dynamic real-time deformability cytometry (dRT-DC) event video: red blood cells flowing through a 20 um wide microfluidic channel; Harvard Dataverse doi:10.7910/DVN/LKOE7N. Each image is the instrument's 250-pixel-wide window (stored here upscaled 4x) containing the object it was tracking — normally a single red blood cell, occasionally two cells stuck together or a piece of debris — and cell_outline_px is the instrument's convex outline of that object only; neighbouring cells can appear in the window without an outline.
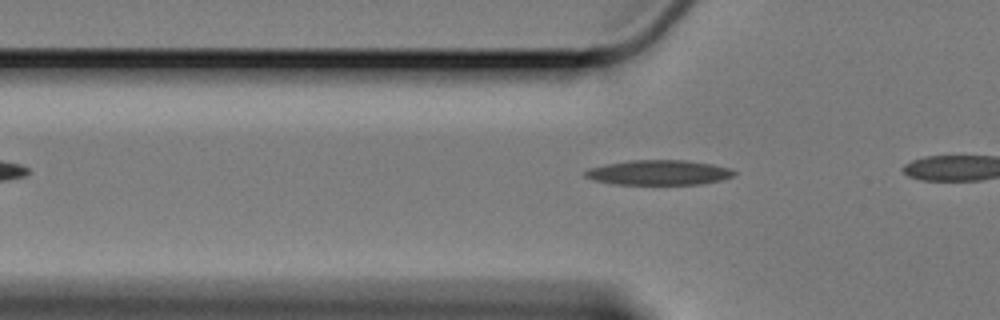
{"species": "Egyptian fruit bat (a non-hibernating species)", "species_latin": "Rousettus aegyptiacus", "temperature_condition": "cold", "stored_images_in_passage": 8, "camera_frame_rate_fps": 3000, "um_per_image_px": 0.085, "animal": {"sex": "female"}, "frame": {"image": 1, "passage_image": 2, "time_ms": 0.333, "image_size_px": [1000, 320], "cell_outline_px": [[736, 172], [732, 176], [724, 180], [700, 184], [612, 184], [592, 180], [584, 176], [584, 172], [588, 168], [604, 164], [628, 160], [684, 160], [712, 164], [728, 168]], "centroid_in_image_um": [55.94, 14.66], "position_along_channel_um": 69.9, "area_um2": 21.73}}
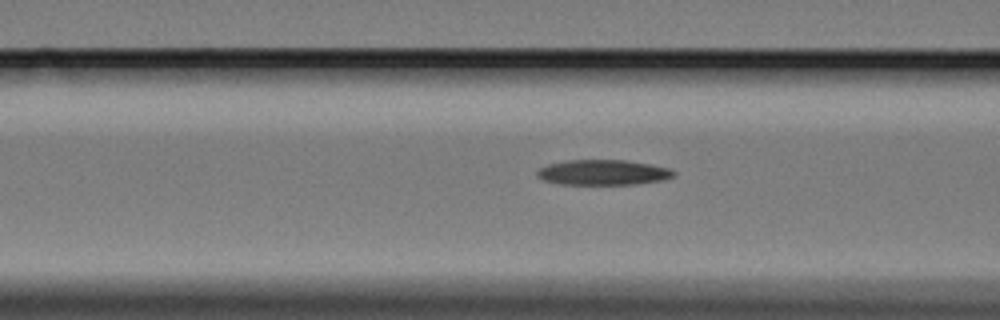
{"frame": {"image": 2, "passage_image": 6, "time_ms": 1.667, "image_size_px": [1000, 320], "cell_outline_px": [[676, 176], [664, 180], [636, 184], [560, 184], [544, 180], [536, 176], [536, 172], [540, 168], [548, 164], [564, 160], [624, 160], [652, 164], [672, 168], [676, 172]], "centroid_in_image_um": [51.31, 14.65], "position_along_channel_um": 115.3, "area_um2": 20.35}}